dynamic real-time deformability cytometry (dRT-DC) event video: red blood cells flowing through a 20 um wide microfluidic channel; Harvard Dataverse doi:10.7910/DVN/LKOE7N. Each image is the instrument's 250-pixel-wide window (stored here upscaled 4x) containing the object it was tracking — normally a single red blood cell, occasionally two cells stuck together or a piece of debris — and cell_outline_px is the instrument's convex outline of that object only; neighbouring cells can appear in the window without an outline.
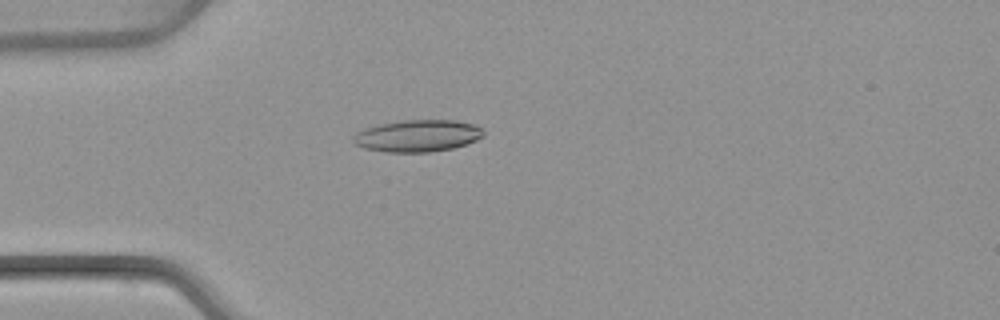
{"species": "common noctule bat (a hibernating species)", "species_latin": "Nyctalus noctula", "temperature_condition": "warm", "stored_images_in_passage": 4, "camera_frame_rate_fps": 3000, "um_per_image_px": 0.085, "animal": {"sex": "female", "body_mass_g": 22.7, "forearm_length_mm": 54.2}, "frame": {"image": 1, "passage_image": 4, "time_ms": 4.667, "image_size_px": [1000, 320], "cell_outline_px": [[484, 136], [476, 140], [452, 148], [428, 152], [384, 152], [364, 148], [356, 144], [352, 140], [356, 132], [364, 128], [380, 124], [404, 120], [456, 120], [476, 124], [484, 132]], "centroid_in_image_um": [35.49, 11.54], "position_along_channel_um": 49.5, "area_um2": 24.22}}